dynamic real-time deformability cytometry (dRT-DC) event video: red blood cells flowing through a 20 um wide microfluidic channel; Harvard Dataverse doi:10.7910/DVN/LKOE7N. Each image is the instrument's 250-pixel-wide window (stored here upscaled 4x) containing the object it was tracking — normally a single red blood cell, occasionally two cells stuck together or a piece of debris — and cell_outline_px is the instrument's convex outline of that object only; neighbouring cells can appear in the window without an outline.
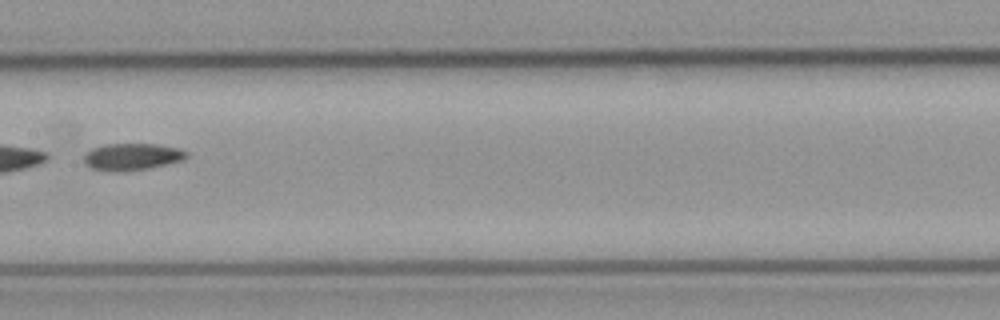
{"species": "common noctule bat (a hibernating species)", "species_latin": "Nyctalus noctula", "temperature_condition": "cold", "stored_images_in_passage": 11, "segment_of_instrument_passage": [2, 2], "camera_frame_rate_fps": 3000, "um_per_image_px": 0.085, "animal": {"sex": "male", "body_mass_g": 23.1, "forearm_length_mm": 52.7}, "frame": {"image": 1, "passage_image": 8, "time_ms": 9.0, "image_size_px": [1000, 320], "cell_outline_px": [[188, 156], [184, 160], [148, 168], [120, 172], [92, 168], [84, 160], [84, 156], [92, 148], [104, 144], [156, 144], [180, 148], [188, 152]], "centroid_in_image_um": [11.28, 13.31], "position_along_channel_um": 196.1, "area_um2": 15.95}}
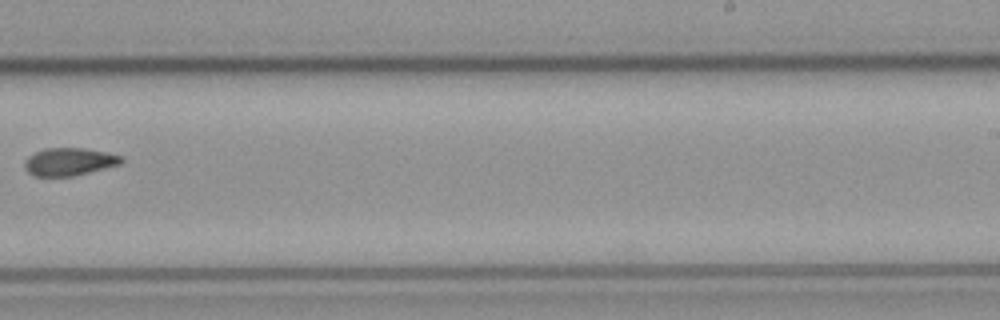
{"frame": {"image": 2, "passage_image": 10, "time_ms": 11.333, "image_size_px": [1000, 320], "cell_outline_px": [[124, 160], [120, 164], [72, 176], [36, 176], [28, 172], [24, 168], [24, 164], [28, 156], [44, 148], [84, 148], [108, 152], [124, 156]], "centroid_in_image_um": [5.9, 13.73], "position_along_channel_um": 283.1, "area_um2": 15.61}}
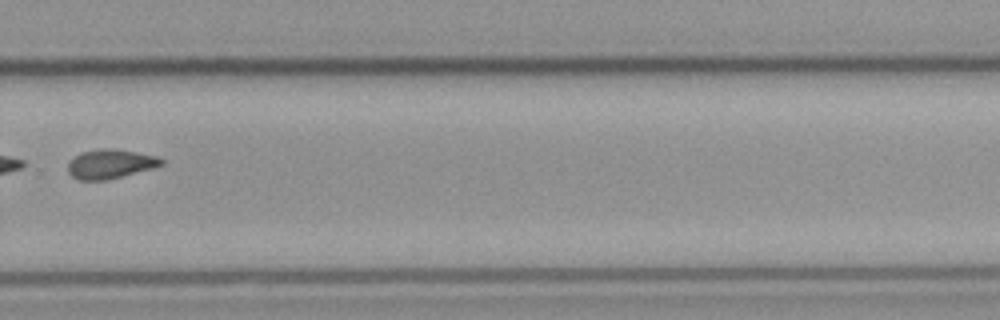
{"frame": {"image": 3, "passage_image": 11, "time_ms": 12.333, "image_size_px": [1000, 320], "cell_outline_px": [[164, 164], [152, 168], [108, 180], [80, 180], [72, 176], [68, 172], [68, 164], [80, 152], [100, 148], [108, 148], [136, 152], [156, 156], [164, 160]], "centroid_in_image_um": [9.37, 13.93], "position_along_channel_um": 320.4, "area_um2": 15.78}}